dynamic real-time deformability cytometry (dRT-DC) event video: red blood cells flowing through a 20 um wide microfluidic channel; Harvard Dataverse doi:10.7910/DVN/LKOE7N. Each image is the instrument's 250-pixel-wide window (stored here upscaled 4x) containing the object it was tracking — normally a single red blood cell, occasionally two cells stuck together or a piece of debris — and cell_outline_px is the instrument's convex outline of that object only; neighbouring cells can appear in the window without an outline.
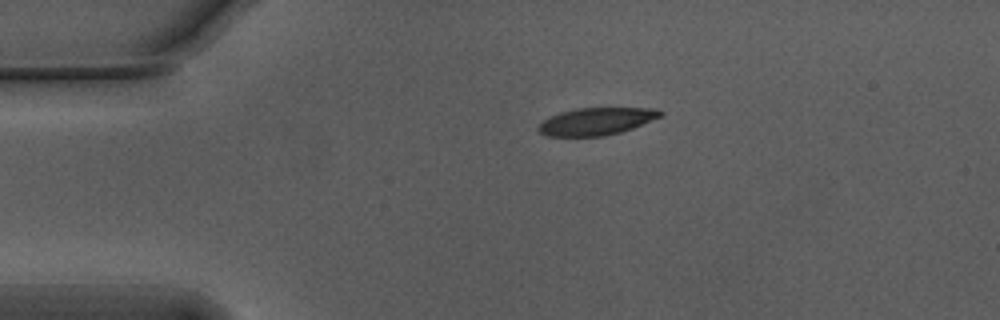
{"species": "Egyptian fruit bat (a non-hibernating species)", "species_latin": "Rousettus aegyptiacus", "temperature_condition": "warm", "stored_images_in_passage": 44, "camera_frame_rate_fps": 3000, "um_per_image_px": 0.085, "animal": {"sex": "male"}, "frame": {"image": 1, "passage_image": 1, "time_ms": 0.0, "image_size_px": [1000, 320], "cell_outline_px": [[664, 112], [660, 116], [632, 128], [620, 132], [604, 136], [548, 136], [540, 132], [536, 128], [544, 120], [560, 112], [576, 108], [656, 108]], "centroid_in_image_um": [50.68, 10.31], "position_along_channel_um": 34.3, "area_um2": 19.19}}
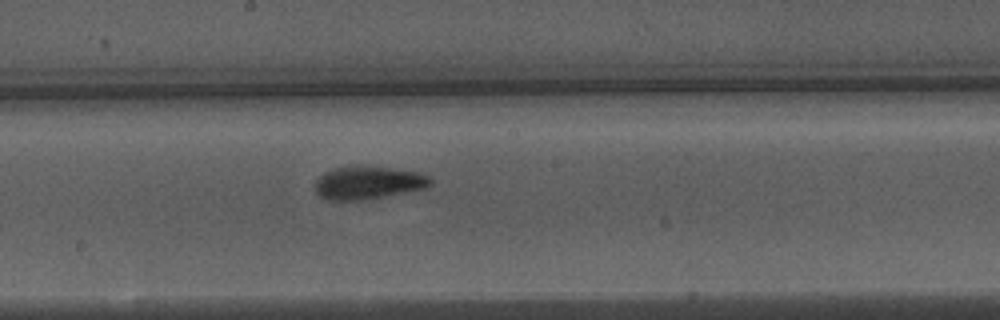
{"frame": {"image": 2, "passage_image": 19, "time_ms": 6.0, "image_size_px": [1000, 320], "cell_outline_px": [[432, 184], [424, 188], [384, 196], [360, 200], [328, 200], [320, 196], [316, 192], [316, 180], [324, 172], [336, 168], [352, 164], [356, 164], [420, 172], [428, 176], [432, 180]], "centroid_in_image_um": [31.27, 15.51], "position_along_channel_um": 216.9, "area_um2": 22.14}}
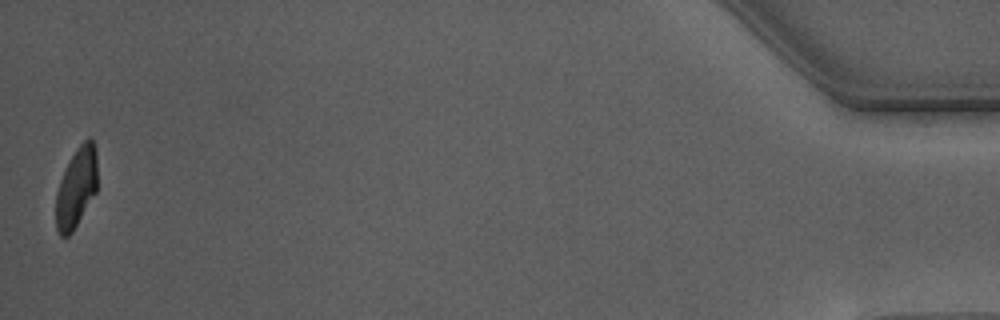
{"frame": {"image": 3, "passage_image": 44, "time_ms": 14.333, "image_size_px": [1000, 320], "cell_outline_px": [[96, 192], [72, 232], [68, 236], [60, 236], [56, 232], [56, 192], [64, 168], [76, 148], [88, 136], [92, 140], [96, 148]], "centroid_in_image_um": [6.47, 15.93], "position_along_channel_um": 428.7, "area_um2": 19.36}, "authors_computed_cell_mechanics": {"area_um2": 21.3282, "velocity_mm_per_s": 3.742, "shape_relaxation_time_tau1_ms": 3.6808, "shape_relaxation_time_tau2_ms": 1.1899, "deformation_change_tau1": 0.1866, "deformation_change_tau2": 0.0667}}